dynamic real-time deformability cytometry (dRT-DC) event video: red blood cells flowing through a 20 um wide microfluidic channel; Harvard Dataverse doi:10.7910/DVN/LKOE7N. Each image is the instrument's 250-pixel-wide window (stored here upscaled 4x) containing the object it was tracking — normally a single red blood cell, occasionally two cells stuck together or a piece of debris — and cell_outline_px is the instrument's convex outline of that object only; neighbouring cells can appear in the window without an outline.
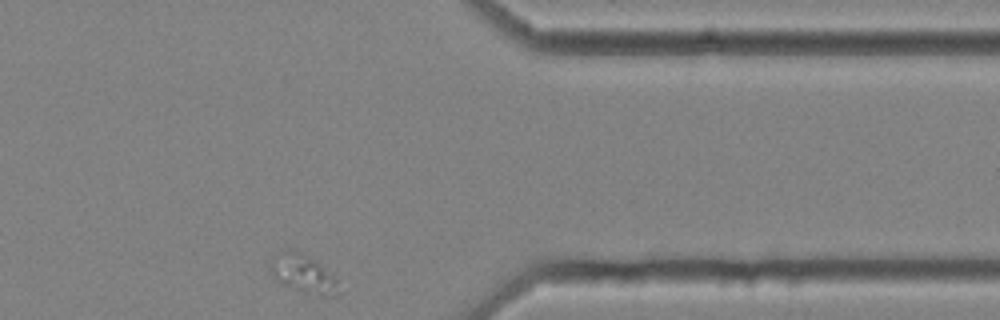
{"species": "common noctule bat (a hibernating species)", "species_latin": "Nyctalus noctula", "temperature_condition": "cold", "stored_images_in_passage": 35, "camera_frame_rate_fps": 3000, "um_per_image_px": 0.085, "animal": {"sex": "female", "body_mass_g": 25.1}, "frame": {"image": 1, "passage_image": 35, "time_ms": 11.333, "image_size_px": [1000, 320], "cell_outline_px": [[340, 292], [336, 296], [320, 296], [304, 292], [280, 284], [272, 276], [268, 268], [268, 264], [284, 252], [292, 248], [316, 260], [332, 272], [336, 280]], "centroid_in_image_um": [25.8, 23.3], "position_along_channel_um": 385.6, "area_um2": 15.37}}